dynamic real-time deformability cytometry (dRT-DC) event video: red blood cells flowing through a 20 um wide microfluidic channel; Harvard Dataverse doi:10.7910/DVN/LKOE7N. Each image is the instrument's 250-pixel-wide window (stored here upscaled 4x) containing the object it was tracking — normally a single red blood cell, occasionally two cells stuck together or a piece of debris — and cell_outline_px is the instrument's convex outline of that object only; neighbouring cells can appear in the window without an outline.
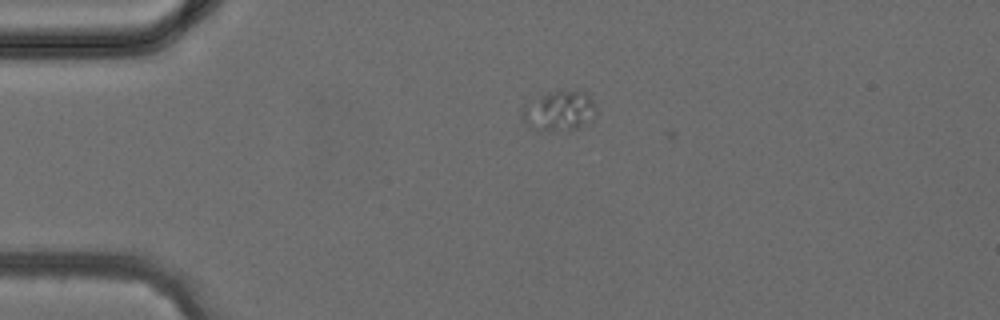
{"species": "common noctule bat (a hibernating species)", "species_latin": "Nyctalus noctula", "temperature_condition": "cold", "stored_images_in_passage": 5, "camera_frame_rate_fps": 3000, "um_per_image_px": 0.085, "animal": {"sex": "female", "body_mass_g": 24.6, "forearm_length_mm": 56.2}, "frame": {"image": 1, "passage_image": 3, "time_ms": 0.667, "image_size_px": [1000, 320], "cell_outline_px": [[596, 116], [588, 124], [580, 128], [552, 132], [536, 132], [524, 124], [520, 116], [520, 112], [524, 100], [548, 92], [584, 92], [592, 100], [596, 108]], "centroid_in_image_um": [47.42, 9.48], "position_along_channel_um": 37.6, "area_um2": 18.15}}